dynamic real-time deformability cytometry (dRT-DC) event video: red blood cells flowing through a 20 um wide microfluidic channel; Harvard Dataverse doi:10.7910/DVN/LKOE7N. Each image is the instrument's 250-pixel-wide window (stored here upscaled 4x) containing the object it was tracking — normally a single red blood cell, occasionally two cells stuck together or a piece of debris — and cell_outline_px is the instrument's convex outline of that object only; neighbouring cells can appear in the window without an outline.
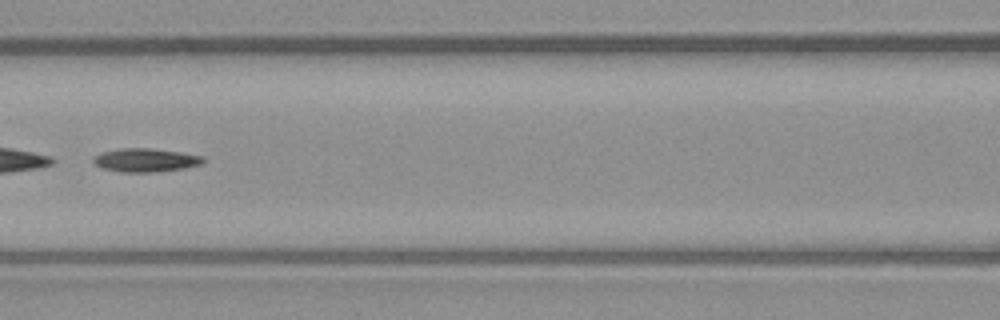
{"species": "common noctule bat (a hibernating species)", "species_latin": "Nyctalus noctula", "temperature_condition": "warm", "stored_images_in_passage": 49, "segment_of_instrument_passage": [2, 2], "camera_frame_rate_fps": 3000, "um_per_image_px": 0.085, "animal": {"sex": "male", "body_mass_g": 23.1, "forearm_length_mm": 52.7}, "frame": {"image": 1, "passage_image": 22, "time_ms": 7.0, "image_size_px": [1000, 320], "cell_outline_px": [[204, 160], [200, 164], [184, 168], [156, 172], [120, 172], [100, 168], [92, 160], [100, 152], [120, 148], [148, 148], [180, 152], [204, 156]], "centroid_in_image_um": [12.34, 13.61], "position_along_channel_um": 154.3, "area_um2": 15.03}}
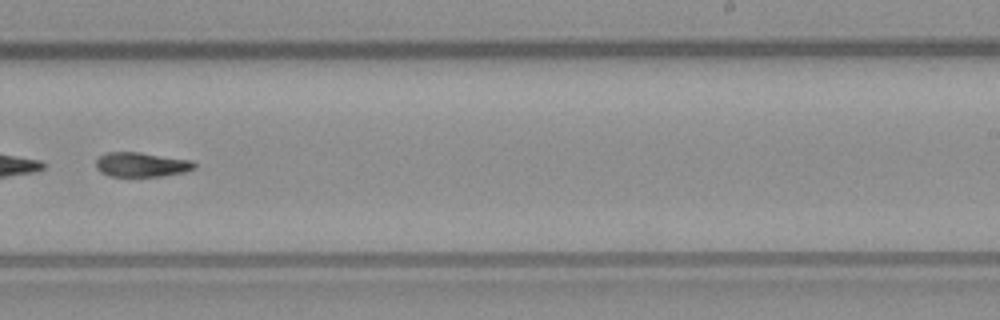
{"frame": {"image": 2, "passage_image": 31, "time_ms": 10.0, "image_size_px": [1000, 320], "cell_outline_px": [[196, 168], [184, 172], [160, 176], [108, 176], [100, 172], [96, 168], [96, 160], [100, 156], [108, 152], [140, 152], [192, 160], [196, 164]], "centroid_in_image_um": [12.02, 13.99], "position_along_channel_um": 277.0, "area_um2": 14.1}}